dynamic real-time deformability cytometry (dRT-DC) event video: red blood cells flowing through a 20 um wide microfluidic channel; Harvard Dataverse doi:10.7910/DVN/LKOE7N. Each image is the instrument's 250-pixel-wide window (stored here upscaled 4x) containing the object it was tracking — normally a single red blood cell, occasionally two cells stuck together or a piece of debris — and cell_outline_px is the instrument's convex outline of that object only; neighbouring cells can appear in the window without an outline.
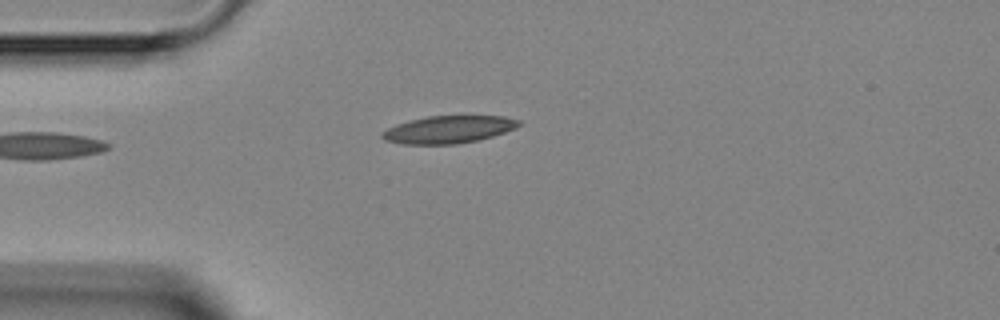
{"species": "Egyptian fruit bat (a non-hibernating species)", "species_latin": "Rousettus aegyptiacus", "temperature_condition": "room temperature", "stored_images_in_passage": 3, "camera_frame_rate_fps": 3000, "um_per_image_px": 0.085, "animal": {"sex": "female"}, "frame": {"image": 1, "passage_image": 3, "time_ms": 2.667, "image_size_px": [1000, 320], "cell_outline_px": [[520, 124], [516, 128], [492, 136], [476, 140], [456, 144], [404, 144], [384, 140], [380, 136], [380, 132], [396, 124], [428, 116], [464, 112], [504, 116], [520, 120]], "centroid_in_image_um": [38.17, 10.95], "position_along_channel_um": 46.8, "area_um2": 22.83}}